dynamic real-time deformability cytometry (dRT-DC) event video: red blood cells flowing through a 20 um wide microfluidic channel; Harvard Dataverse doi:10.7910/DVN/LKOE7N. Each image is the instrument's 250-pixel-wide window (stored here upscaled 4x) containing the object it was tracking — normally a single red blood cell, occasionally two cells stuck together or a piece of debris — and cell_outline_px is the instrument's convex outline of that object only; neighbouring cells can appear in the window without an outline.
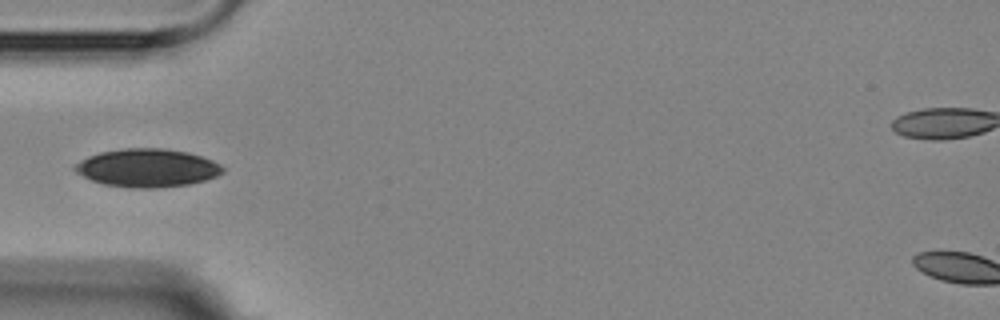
{"species": "Egyptian fruit bat (a non-hibernating species)", "species_latin": "Rousettus aegyptiacus", "temperature_condition": "room temperature", "stored_images_in_passage": 4, "camera_frame_rate_fps": 3000, "um_per_image_px": 0.085, "animal": {"sex": "female"}, "frame": {"image": 1, "passage_image": 4, "time_ms": 3.333, "image_size_px": [1000, 320], "cell_outline_px": [[224, 172], [216, 176], [204, 180], [188, 184], [156, 188], [128, 188], [104, 184], [92, 180], [76, 172], [72, 168], [80, 160], [88, 156], [100, 152], [124, 148], [164, 148], [188, 152], [212, 160], [220, 164], [224, 168]], "centroid_in_image_um": [12.51, 14.27], "position_along_channel_um": 72.5, "area_um2": 32.89}}